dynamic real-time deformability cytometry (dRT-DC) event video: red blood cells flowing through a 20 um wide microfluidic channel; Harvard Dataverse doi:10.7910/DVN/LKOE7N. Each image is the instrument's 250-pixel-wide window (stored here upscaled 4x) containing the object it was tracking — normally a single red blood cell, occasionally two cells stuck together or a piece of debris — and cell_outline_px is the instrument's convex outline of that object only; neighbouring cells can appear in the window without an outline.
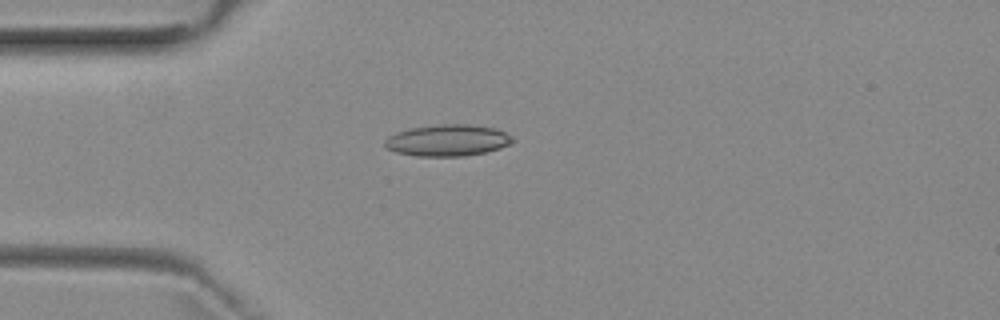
{"species": "common noctule bat (a hibernating species)", "species_latin": "Nyctalus noctula", "temperature_condition": "room temperature", "stored_images_in_passage": 3, "camera_frame_rate_fps": 3000, "um_per_image_px": 0.085, "animal": {"sex": "female", "body_mass_g": 29.2, "forearm_length_mm": 56.3}, "frame": {"image": 1, "passage_image": 3, "time_ms": 3.333, "image_size_px": [1000, 320], "cell_outline_px": [[516, 140], [512, 144], [500, 148], [484, 152], [464, 156], [416, 156], [396, 152], [388, 148], [384, 144], [384, 140], [388, 136], [396, 132], [412, 128], [440, 124], [468, 124], [496, 128], [512, 136]], "centroid_in_image_um": [38.08, 11.93], "position_along_channel_um": 46.9, "area_um2": 23.52}}